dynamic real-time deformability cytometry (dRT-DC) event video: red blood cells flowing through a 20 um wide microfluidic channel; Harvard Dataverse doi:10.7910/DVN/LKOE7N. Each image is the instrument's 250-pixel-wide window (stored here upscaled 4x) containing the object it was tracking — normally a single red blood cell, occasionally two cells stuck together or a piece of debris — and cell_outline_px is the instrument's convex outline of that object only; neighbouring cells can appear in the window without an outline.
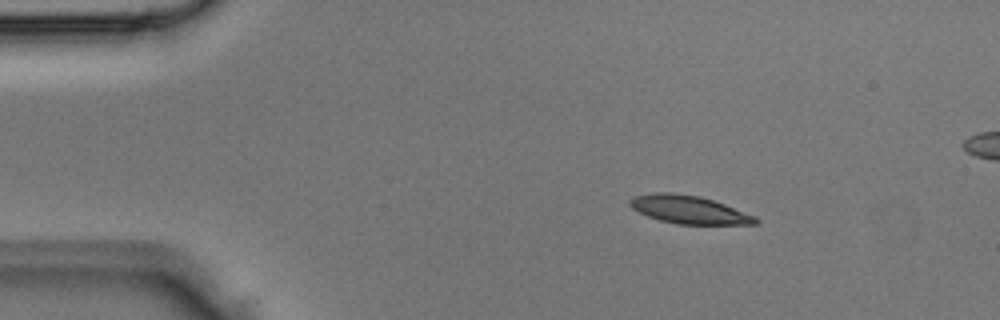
{"species": "Egyptian fruit bat (a non-hibernating species)", "species_latin": "Rousettus aegyptiacus", "temperature_condition": "room temperature", "stored_images_in_passage": 3, "camera_frame_rate_fps": 3000, "um_per_image_px": 0.085, "animal": {"sex": "male"}, "frame": {"image": 1, "passage_image": 1, "time_ms": 0.0, "image_size_px": [1000, 320], "cell_outline_px": [[760, 220], [756, 224], [676, 224], [660, 220], [648, 216], [632, 208], [628, 204], [628, 200], [636, 196], [656, 192], [668, 192], [700, 196], [724, 204], [756, 216]], "centroid_in_image_um": [58.56, 17.82], "position_along_channel_um": 26.4, "area_um2": 20.4}}
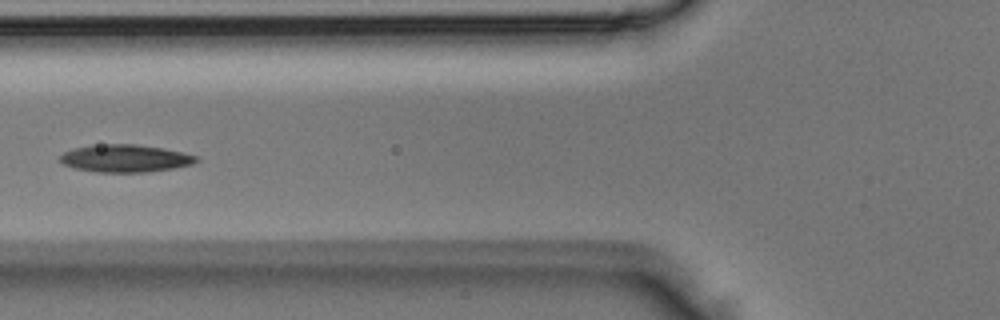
{"frame": {"image": 2, "passage_image": 3, "time_ms": 0.667, "image_size_px": [1000, 320], "cell_outline_px": [[200, 160], [192, 164], [172, 168], [148, 172], [96, 172], [76, 168], [64, 164], [60, 160], [60, 156], [64, 152], [76, 148], [92, 144], [136, 144], [164, 148], [196, 156]], "centroid_in_image_um": [10.64, 13.45], "position_along_channel_um": 115.2, "area_um2": 21.73}}